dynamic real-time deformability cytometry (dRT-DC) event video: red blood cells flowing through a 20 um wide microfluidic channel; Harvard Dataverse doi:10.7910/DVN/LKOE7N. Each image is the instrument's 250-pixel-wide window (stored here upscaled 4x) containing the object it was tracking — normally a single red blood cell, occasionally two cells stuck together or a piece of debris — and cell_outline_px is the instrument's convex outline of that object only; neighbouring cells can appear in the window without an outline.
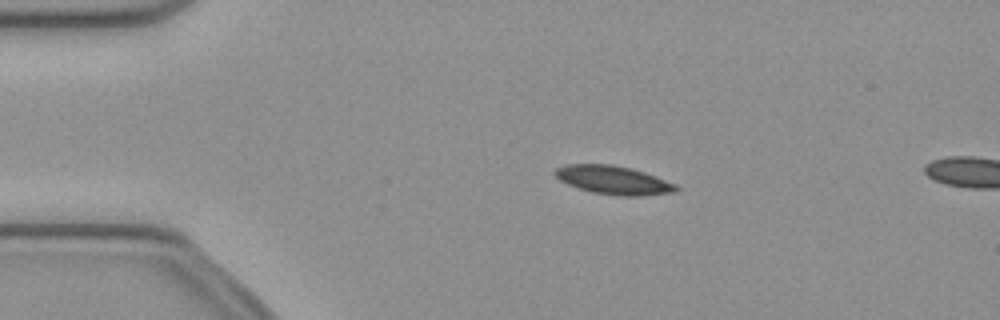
{"species": "common noctule bat (a hibernating species)", "species_latin": "Nyctalus noctula", "temperature_condition": "cold", "stored_images_in_passage": 15, "camera_frame_rate_fps": 3000, "um_per_image_px": 0.085, "animal": {"sex": "female", "body_mass_g": 21.9}, "frame": {"image": 1, "passage_image": 11, "time_ms": 3.333, "image_size_px": [1000, 320], "cell_outline_px": [[680, 188], [676, 192], [640, 196], [620, 196], [592, 192], [568, 184], [560, 180], [552, 172], [556, 168], [568, 164], [612, 164], [632, 168], [656, 176], [676, 184]], "centroid_in_image_um": [52.17, 15.3], "position_along_channel_um": 32.8, "area_um2": 20.17}}